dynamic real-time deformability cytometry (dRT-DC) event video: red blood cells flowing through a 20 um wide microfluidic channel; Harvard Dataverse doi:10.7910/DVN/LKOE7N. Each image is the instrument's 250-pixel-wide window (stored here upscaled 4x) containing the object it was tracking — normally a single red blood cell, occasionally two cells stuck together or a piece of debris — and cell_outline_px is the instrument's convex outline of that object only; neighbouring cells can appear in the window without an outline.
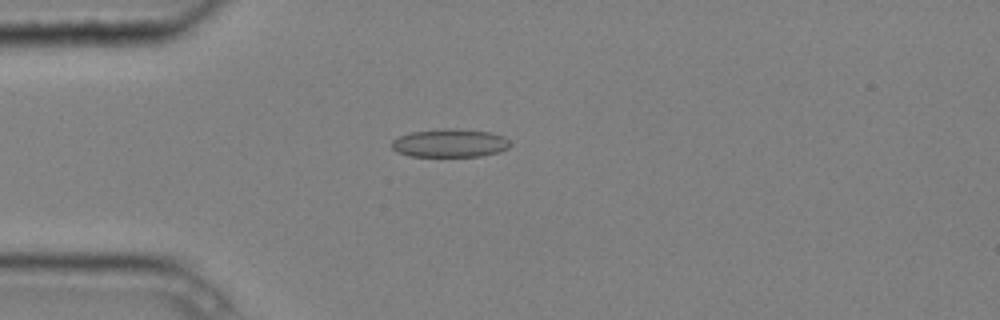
{"species": "common noctule bat (a hibernating species)", "species_latin": "Nyctalus noctula", "temperature_condition": "cold", "stored_images_in_passage": 7, "camera_frame_rate_fps": 3000, "um_per_image_px": 0.085, "animal": {"sex": "male", "body_mass_g": 20.4}, "frame": {"image": 1, "passage_image": 3, "time_ms": 0.667, "image_size_px": [1000, 320], "cell_outline_px": [[512, 144], [508, 148], [500, 152], [480, 156], [408, 156], [396, 152], [392, 148], [392, 140], [400, 136], [412, 132], [440, 128], [456, 128], [492, 132], [504, 136]], "centroid_in_image_um": [38.26, 12.15], "position_along_channel_um": 46.7, "area_um2": 19.77}}
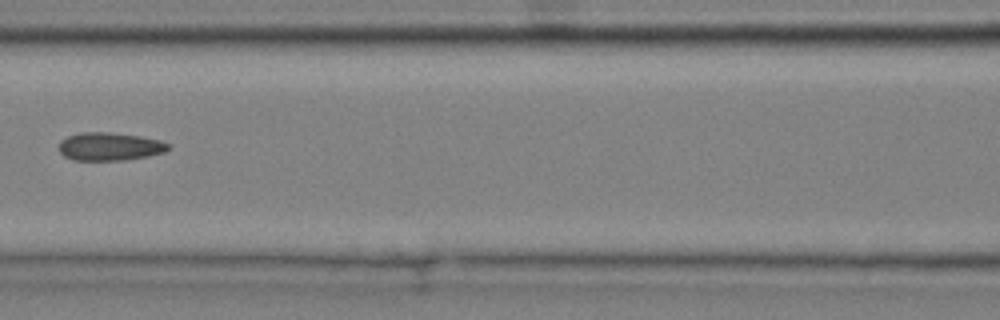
{"frame": {"image": 2, "passage_image": 6, "time_ms": 1.667, "image_size_px": [1000, 320], "cell_outline_px": [[168, 148], [164, 152], [148, 156], [124, 160], [72, 160], [64, 156], [60, 152], [60, 140], [68, 136], [80, 132], [108, 132], [140, 136], [160, 140], [168, 144]], "centroid_in_image_um": [9.29, 12.45], "position_along_channel_um": 157.3, "area_um2": 17.8}}
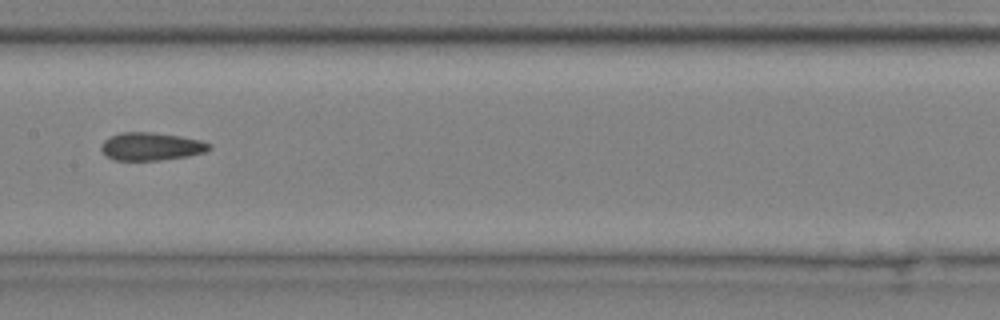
{"frame": {"image": 3, "passage_image": 7, "time_ms": 2.0, "image_size_px": [1000, 320], "cell_outline_px": [[212, 148], [204, 152], [188, 156], [160, 160], [112, 160], [100, 148], [104, 140], [120, 132], [152, 132], [180, 136], [200, 140], [212, 144]], "centroid_in_image_um": [12.87, 12.44], "position_along_channel_um": 194.5, "area_um2": 17.51}}